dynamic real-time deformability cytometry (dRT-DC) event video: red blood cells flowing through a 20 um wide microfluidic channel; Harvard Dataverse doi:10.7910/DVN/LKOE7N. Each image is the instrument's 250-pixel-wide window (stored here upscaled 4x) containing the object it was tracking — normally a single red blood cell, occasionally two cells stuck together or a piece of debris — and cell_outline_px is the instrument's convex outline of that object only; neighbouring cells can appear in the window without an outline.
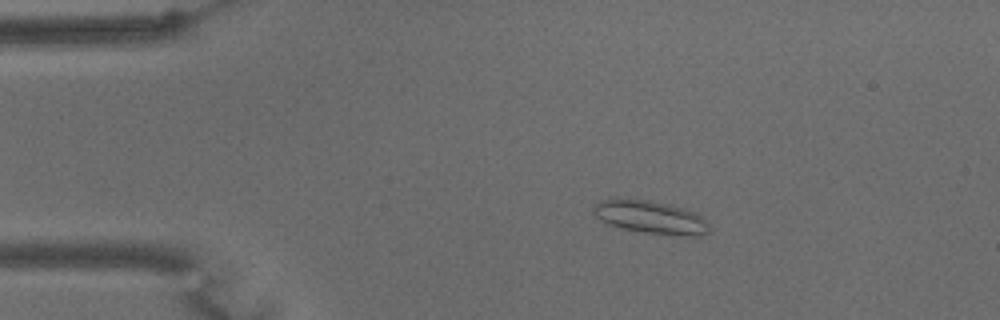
{"species": "common noctule bat (a hibernating species)", "species_latin": "Nyctalus noctula", "temperature_condition": "warm", "stored_images_in_passage": 50, "camera_frame_rate_fps": 3000, "um_per_image_px": 0.085, "animal": {"sex": "male", "body_mass_g": 15.6}, "frame": {"image": 1, "passage_image": 1, "time_ms": 0.0, "image_size_px": [1000, 320], "cell_outline_px": [[708, 232], [700, 236], [644, 232], [620, 228], [608, 224], [596, 216], [592, 212], [592, 204], [600, 200], [648, 200], [668, 204], [684, 208], [696, 212], [708, 224]], "centroid_in_image_um": [55.27, 18.46], "position_along_channel_um": 29.7, "area_um2": 21.79}}
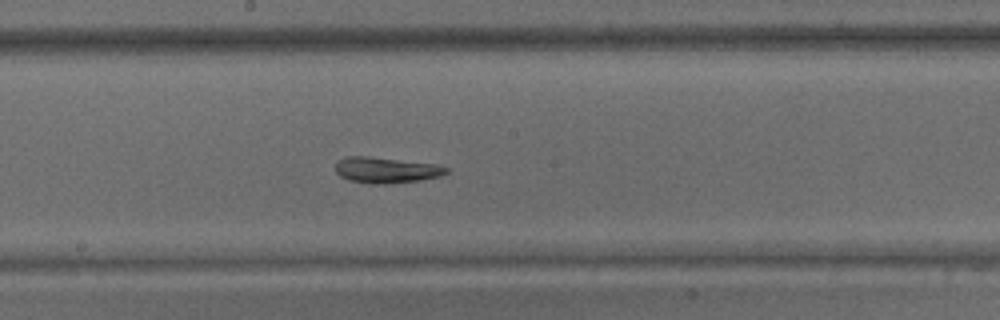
{"frame": {"image": 2, "passage_image": 22, "time_ms": 7.0, "image_size_px": [1000, 320], "cell_outline_px": [[448, 172], [440, 176], [420, 180], [384, 184], [368, 184], [348, 180], [340, 176], [336, 172], [336, 164], [344, 156], [368, 156], [436, 164], [448, 168]], "centroid_in_image_um": [32.8, 14.46], "position_along_channel_um": 215.4, "area_um2": 16.7}}
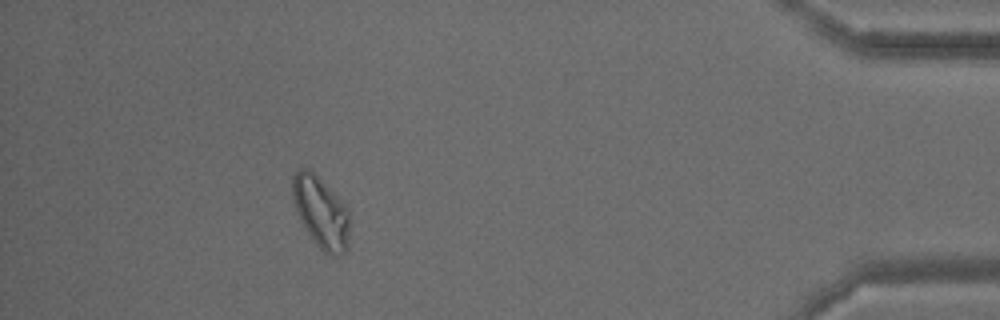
{"frame": {"image": 3, "passage_image": 44, "time_ms": 14.333, "image_size_px": [1000, 320], "cell_outline_px": [[348, 248], [344, 252], [336, 256], [332, 256], [324, 252], [316, 244], [300, 220], [296, 212], [292, 200], [292, 176], [296, 168], [312, 168], [344, 204], [348, 212]], "centroid_in_image_um": [27.24, 17.98], "position_along_channel_um": 408.0, "area_um2": 23.93}, "authors_computed_cell_mechanics": {"area_um2": 17.6579, "velocity_mm_per_s": 3.3669, "shape_relaxation_time_tau1_ms": 4.5477, "shape_relaxation_time_tau2_ms": 3.9776, "deformation_change_tau1": 0.1511, "deformation_change_tau2": 0.1289}}